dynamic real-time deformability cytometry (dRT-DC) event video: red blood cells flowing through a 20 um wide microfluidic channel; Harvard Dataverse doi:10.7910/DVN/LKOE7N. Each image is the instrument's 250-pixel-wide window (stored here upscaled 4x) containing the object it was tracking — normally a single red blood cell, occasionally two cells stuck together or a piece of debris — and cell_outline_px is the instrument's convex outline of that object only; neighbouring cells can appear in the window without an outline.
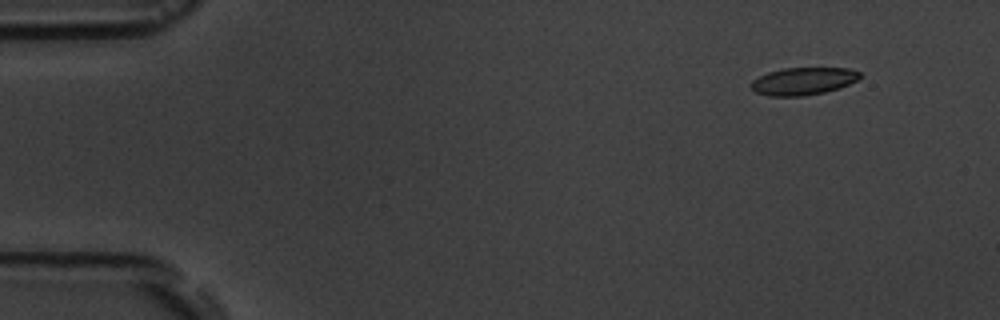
{"species": "common noctule bat (a hibernating species)", "species_latin": "Nyctalus noctula", "temperature_condition": "room temperature", "stored_images_in_passage": 7, "camera_frame_rate_fps": 3000, "um_per_image_px": 0.085, "animal": {"sex": "male", "body_mass_g": 19.5, "forearm_length_mm": 54.6}, "frame": {"image": 1, "passage_image": 1, "time_ms": 0.0, "image_size_px": [1000, 320], "cell_outline_px": [[860, 76], [856, 80], [840, 88], [824, 92], [804, 96], [768, 96], [756, 92], [748, 84], [752, 80], [768, 72], [784, 68], [848, 68], [860, 72]], "centroid_in_image_um": [68.24, 6.9], "position_along_channel_um": 16.8, "area_um2": 17.4}}
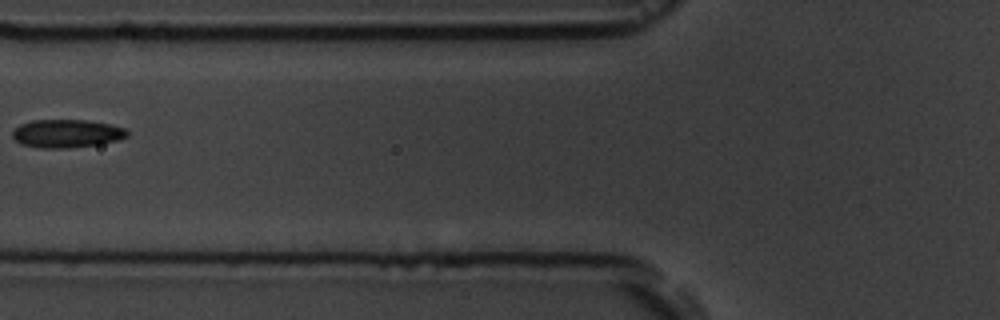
{"frame": {"image": 2, "passage_image": 6, "time_ms": 5.667, "image_size_px": [1000, 320], "cell_outline_px": [[128, 136], [116, 140], [100, 144], [68, 148], [40, 148], [20, 144], [12, 136], [12, 132], [20, 124], [32, 120], [88, 120], [108, 124], [124, 128], [128, 132]], "centroid_in_image_um": [5.64, 11.35], "position_along_channel_um": 120.2, "area_um2": 18.79}}
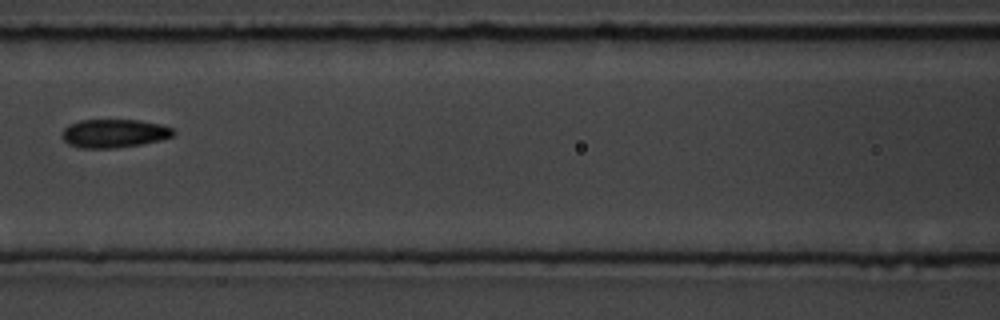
{"frame": {"image": 3, "passage_image": 7, "time_ms": 6.667, "image_size_px": [1000, 320], "cell_outline_px": [[176, 132], [172, 136], [160, 140], [140, 144], [116, 148], [80, 148], [68, 144], [64, 140], [64, 128], [68, 124], [80, 120], [140, 120], [160, 124], [176, 128]], "centroid_in_image_um": [9.73, 11.33], "position_along_channel_um": 156.9, "area_um2": 18.5}}